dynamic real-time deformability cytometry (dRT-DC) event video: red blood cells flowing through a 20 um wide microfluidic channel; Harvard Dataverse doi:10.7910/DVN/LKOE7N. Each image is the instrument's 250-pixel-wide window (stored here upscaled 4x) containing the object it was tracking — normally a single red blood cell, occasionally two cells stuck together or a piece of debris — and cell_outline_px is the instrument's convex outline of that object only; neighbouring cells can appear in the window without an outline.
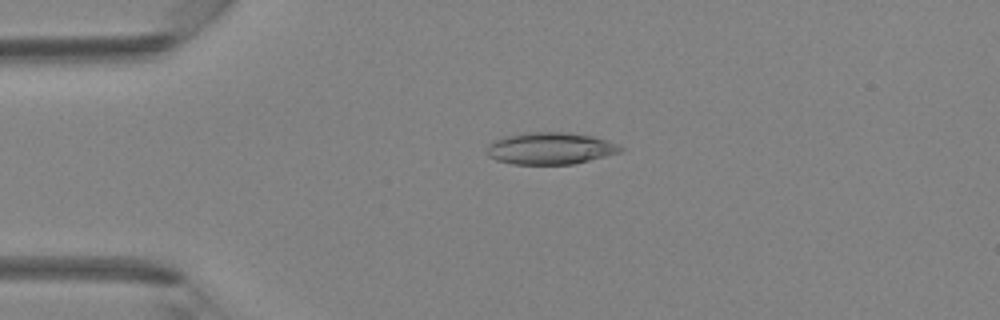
{"species": "Egyptian fruit bat (a non-hibernating species)", "species_latin": "Rousettus aegyptiacus", "temperature_condition": "room temperature", "stored_images_in_passage": 5, "camera_frame_rate_fps": 3000, "um_per_image_px": 0.085, "animal": {"sex": "female"}, "frame": {"image": 1, "passage_image": 1, "time_ms": 0.0, "image_size_px": [1000, 320], "cell_outline_px": [[624, 148], [620, 152], [572, 164], [512, 164], [496, 160], [488, 156], [488, 144], [504, 136], [524, 132], [568, 132], [592, 136], [608, 140]], "centroid_in_image_um": [46.75, 12.6], "position_along_channel_um": 38.2, "area_um2": 24.74}}